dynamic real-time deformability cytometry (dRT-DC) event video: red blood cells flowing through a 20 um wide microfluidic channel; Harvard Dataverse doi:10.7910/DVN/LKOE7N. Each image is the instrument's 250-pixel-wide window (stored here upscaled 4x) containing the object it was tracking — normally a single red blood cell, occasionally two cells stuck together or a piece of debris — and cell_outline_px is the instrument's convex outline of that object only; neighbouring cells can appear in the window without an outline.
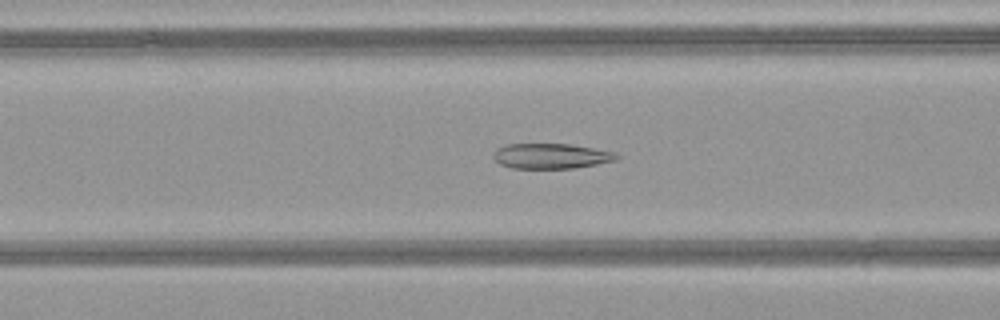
{"species": "common noctule bat (a hibernating species)", "species_latin": "Nyctalus noctula", "temperature_condition": "warm", "stored_images_in_passage": 49, "camera_frame_rate_fps": 3000, "um_per_image_px": 0.085, "animal": {"sex": "female", "body_mass_g": 21.9}, "frame": {"image": 1, "passage_image": 19, "time_ms": 6.0, "image_size_px": [1000, 320], "cell_outline_px": [[620, 156], [616, 160], [596, 164], [572, 168], [512, 168], [500, 164], [492, 156], [492, 152], [496, 148], [504, 144], [572, 144], [616, 152]], "centroid_in_image_um": [46.82, 13.25], "position_along_channel_um": 119.8, "area_um2": 18.21}}
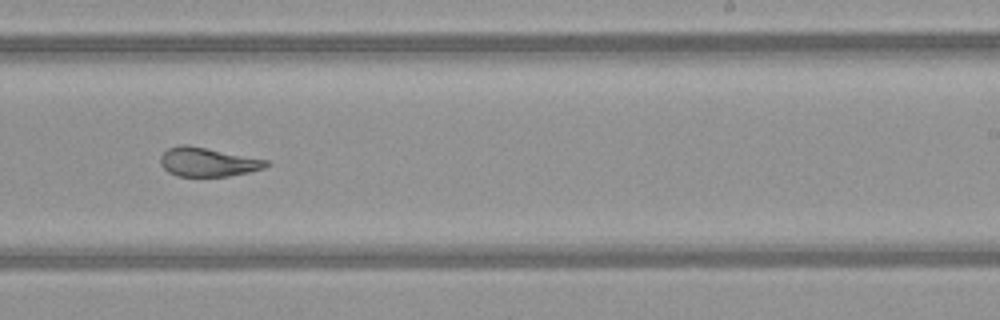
{"frame": {"image": 2, "passage_image": 30, "time_ms": 9.667, "image_size_px": [1000, 320], "cell_outline_px": [[272, 164], [264, 168], [248, 172], [228, 176], [176, 176], [168, 172], [160, 164], [160, 156], [168, 148], [180, 144], [184, 144], [268, 160]], "centroid_in_image_um": [17.65, 13.78], "position_along_channel_um": 271.4, "area_um2": 17.74}}
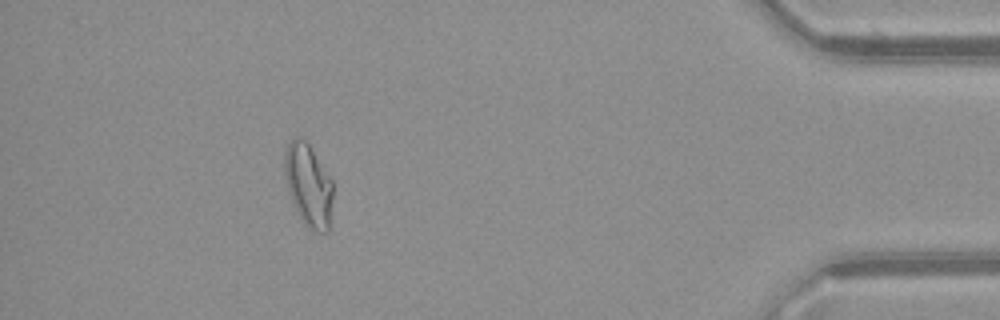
{"frame": {"image": 3, "passage_image": 44, "time_ms": 14.333, "image_size_px": [1000, 320], "cell_outline_px": [[332, 200], [328, 232], [316, 232], [308, 228], [304, 224], [292, 204], [288, 192], [284, 172], [284, 152], [288, 144], [296, 136], [300, 136], [308, 144], [332, 180]], "centroid_in_image_um": [26.19, 15.75], "position_along_channel_um": 409.0, "area_um2": 23.24}, "authors_computed_cell_mechanics": {"area_um2": 20.9236, "velocity_mm_per_s": 4.1363, "shape_relaxation_time_tau1_ms": null, "shape_relaxation_time_tau2_ms": 1.1147, "deformation_change_tau1": null, "deformation_change_tau2": 0.0693}}